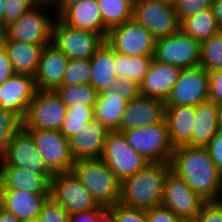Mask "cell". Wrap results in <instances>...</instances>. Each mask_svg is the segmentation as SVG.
I'll use <instances>...</instances> for the list:
<instances>
[{
  "mask_svg": "<svg viewBox=\"0 0 222 222\" xmlns=\"http://www.w3.org/2000/svg\"><path fill=\"white\" fill-rule=\"evenodd\" d=\"M171 171L206 201L222 200V173L215 166L206 147H174Z\"/></svg>",
  "mask_w": 222,
  "mask_h": 222,
  "instance_id": "1",
  "label": "cell"
},
{
  "mask_svg": "<svg viewBox=\"0 0 222 222\" xmlns=\"http://www.w3.org/2000/svg\"><path fill=\"white\" fill-rule=\"evenodd\" d=\"M170 171L168 162L150 163L133 176L123 179L119 204L142 210L161 206L166 177Z\"/></svg>",
  "mask_w": 222,
  "mask_h": 222,
  "instance_id": "2",
  "label": "cell"
},
{
  "mask_svg": "<svg viewBox=\"0 0 222 222\" xmlns=\"http://www.w3.org/2000/svg\"><path fill=\"white\" fill-rule=\"evenodd\" d=\"M71 172L91 193L98 206L110 208L119 203L121 181L101 158L76 160Z\"/></svg>",
  "mask_w": 222,
  "mask_h": 222,
  "instance_id": "3",
  "label": "cell"
},
{
  "mask_svg": "<svg viewBox=\"0 0 222 222\" xmlns=\"http://www.w3.org/2000/svg\"><path fill=\"white\" fill-rule=\"evenodd\" d=\"M129 146L150 163H170L174 150L166 122L121 131Z\"/></svg>",
  "mask_w": 222,
  "mask_h": 222,
  "instance_id": "4",
  "label": "cell"
},
{
  "mask_svg": "<svg viewBox=\"0 0 222 222\" xmlns=\"http://www.w3.org/2000/svg\"><path fill=\"white\" fill-rule=\"evenodd\" d=\"M51 7L52 1H45L40 6L29 9L18 20L7 25V40H17L30 44L49 45L52 43V34L55 18L45 13ZM44 8V9H43ZM46 9V10H45Z\"/></svg>",
  "mask_w": 222,
  "mask_h": 222,
  "instance_id": "5",
  "label": "cell"
},
{
  "mask_svg": "<svg viewBox=\"0 0 222 222\" xmlns=\"http://www.w3.org/2000/svg\"><path fill=\"white\" fill-rule=\"evenodd\" d=\"M132 19L156 40L180 30L175 6L161 0H134Z\"/></svg>",
  "mask_w": 222,
  "mask_h": 222,
  "instance_id": "6",
  "label": "cell"
},
{
  "mask_svg": "<svg viewBox=\"0 0 222 222\" xmlns=\"http://www.w3.org/2000/svg\"><path fill=\"white\" fill-rule=\"evenodd\" d=\"M105 42L99 33L70 27L55 18L52 44L68 59H90Z\"/></svg>",
  "mask_w": 222,
  "mask_h": 222,
  "instance_id": "7",
  "label": "cell"
},
{
  "mask_svg": "<svg viewBox=\"0 0 222 222\" xmlns=\"http://www.w3.org/2000/svg\"><path fill=\"white\" fill-rule=\"evenodd\" d=\"M66 109L67 106L55 91L37 90L23 118V128L59 131Z\"/></svg>",
  "mask_w": 222,
  "mask_h": 222,
  "instance_id": "8",
  "label": "cell"
},
{
  "mask_svg": "<svg viewBox=\"0 0 222 222\" xmlns=\"http://www.w3.org/2000/svg\"><path fill=\"white\" fill-rule=\"evenodd\" d=\"M101 159L120 181L133 176L150 164L129 146L124 134L119 131L108 132Z\"/></svg>",
  "mask_w": 222,
  "mask_h": 222,
  "instance_id": "9",
  "label": "cell"
},
{
  "mask_svg": "<svg viewBox=\"0 0 222 222\" xmlns=\"http://www.w3.org/2000/svg\"><path fill=\"white\" fill-rule=\"evenodd\" d=\"M200 42L182 30L155 41L153 58L181 69L199 66Z\"/></svg>",
  "mask_w": 222,
  "mask_h": 222,
  "instance_id": "10",
  "label": "cell"
},
{
  "mask_svg": "<svg viewBox=\"0 0 222 222\" xmlns=\"http://www.w3.org/2000/svg\"><path fill=\"white\" fill-rule=\"evenodd\" d=\"M50 198L69 215L93 211L99 207L91 193L72 172L55 174L51 180Z\"/></svg>",
  "mask_w": 222,
  "mask_h": 222,
  "instance_id": "11",
  "label": "cell"
},
{
  "mask_svg": "<svg viewBox=\"0 0 222 222\" xmlns=\"http://www.w3.org/2000/svg\"><path fill=\"white\" fill-rule=\"evenodd\" d=\"M156 39L133 19L109 30L106 42L126 56L154 55Z\"/></svg>",
  "mask_w": 222,
  "mask_h": 222,
  "instance_id": "12",
  "label": "cell"
},
{
  "mask_svg": "<svg viewBox=\"0 0 222 222\" xmlns=\"http://www.w3.org/2000/svg\"><path fill=\"white\" fill-rule=\"evenodd\" d=\"M207 201L172 171L166 177L161 206L184 221H194Z\"/></svg>",
  "mask_w": 222,
  "mask_h": 222,
  "instance_id": "13",
  "label": "cell"
},
{
  "mask_svg": "<svg viewBox=\"0 0 222 222\" xmlns=\"http://www.w3.org/2000/svg\"><path fill=\"white\" fill-rule=\"evenodd\" d=\"M33 137L39 154L54 173L71 172L75 163L69 139L58 130H27Z\"/></svg>",
  "mask_w": 222,
  "mask_h": 222,
  "instance_id": "14",
  "label": "cell"
},
{
  "mask_svg": "<svg viewBox=\"0 0 222 222\" xmlns=\"http://www.w3.org/2000/svg\"><path fill=\"white\" fill-rule=\"evenodd\" d=\"M209 100L208 71L196 66L182 69L178 81L172 88L166 106H196Z\"/></svg>",
  "mask_w": 222,
  "mask_h": 222,
  "instance_id": "15",
  "label": "cell"
},
{
  "mask_svg": "<svg viewBox=\"0 0 222 222\" xmlns=\"http://www.w3.org/2000/svg\"><path fill=\"white\" fill-rule=\"evenodd\" d=\"M6 166H17L43 174L50 181L55 174L39 154L32 135L23 127L13 136L6 153L0 158Z\"/></svg>",
  "mask_w": 222,
  "mask_h": 222,
  "instance_id": "16",
  "label": "cell"
},
{
  "mask_svg": "<svg viewBox=\"0 0 222 222\" xmlns=\"http://www.w3.org/2000/svg\"><path fill=\"white\" fill-rule=\"evenodd\" d=\"M165 101L139 96L127 102L120 124V132L165 121Z\"/></svg>",
  "mask_w": 222,
  "mask_h": 222,
  "instance_id": "17",
  "label": "cell"
},
{
  "mask_svg": "<svg viewBox=\"0 0 222 222\" xmlns=\"http://www.w3.org/2000/svg\"><path fill=\"white\" fill-rule=\"evenodd\" d=\"M36 91L33 76L15 73L0 86V106L23 119Z\"/></svg>",
  "mask_w": 222,
  "mask_h": 222,
  "instance_id": "18",
  "label": "cell"
},
{
  "mask_svg": "<svg viewBox=\"0 0 222 222\" xmlns=\"http://www.w3.org/2000/svg\"><path fill=\"white\" fill-rule=\"evenodd\" d=\"M68 61V57L52 43L45 46L34 75L37 90L55 91L61 86Z\"/></svg>",
  "mask_w": 222,
  "mask_h": 222,
  "instance_id": "19",
  "label": "cell"
},
{
  "mask_svg": "<svg viewBox=\"0 0 222 222\" xmlns=\"http://www.w3.org/2000/svg\"><path fill=\"white\" fill-rule=\"evenodd\" d=\"M108 132L94 119L69 138L71 154L75 161L101 158Z\"/></svg>",
  "mask_w": 222,
  "mask_h": 222,
  "instance_id": "20",
  "label": "cell"
},
{
  "mask_svg": "<svg viewBox=\"0 0 222 222\" xmlns=\"http://www.w3.org/2000/svg\"><path fill=\"white\" fill-rule=\"evenodd\" d=\"M181 70L153 58L149 71L140 84V95L165 101L178 81Z\"/></svg>",
  "mask_w": 222,
  "mask_h": 222,
  "instance_id": "21",
  "label": "cell"
},
{
  "mask_svg": "<svg viewBox=\"0 0 222 222\" xmlns=\"http://www.w3.org/2000/svg\"><path fill=\"white\" fill-rule=\"evenodd\" d=\"M58 18L70 27L93 31L107 39L109 29L103 23L97 0H81L69 6Z\"/></svg>",
  "mask_w": 222,
  "mask_h": 222,
  "instance_id": "22",
  "label": "cell"
},
{
  "mask_svg": "<svg viewBox=\"0 0 222 222\" xmlns=\"http://www.w3.org/2000/svg\"><path fill=\"white\" fill-rule=\"evenodd\" d=\"M195 124L190 140L185 144L190 147H206L220 131L218 105L207 100L195 106Z\"/></svg>",
  "mask_w": 222,
  "mask_h": 222,
  "instance_id": "23",
  "label": "cell"
},
{
  "mask_svg": "<svg viewBox=\"0 0 222 222\" xmlns=\"http://www.w3.org/2000/svg\"><path fill=\"white\" fill-rule=\"evenodd\" d=\"M0 176L5 190H24L30 193H50L51 181L43 174L17 166H6L0 160Z\"/></svg>",
  "mask_w": 222,
  "mask_h": 222,
  "instance_id": "24",
  "label": "cell"
},
{
  "mask_svg": "<svg viewBox=\"0 0 222 222\" xmlns=\"http://www.w3.org/2000/svg\"><path fill=\"white\" fill-rule=\"evenodd\" d=\"M127 101L117 92L115 87L103 89L94 105V119L108 131H119Z\"/></svg>",
  "mask_w": 222,
  "mask_h": 222,
  "instance_id": "25",
  "label": "cell"
},
{
  "mask_svg": "<svg viewBox=\"0 0 222 222\" xmlns=\"http://www.w3.org/2000/svg\"><path fill=\"white\" fill-rule=\"evenodd\" d=\"M90 66V85L98 93L105 88L116 86L118 79L115 71V51L107 42L90 58Z\"/></svg>",
  "mask_w": 222,
  "mask_h": 222,
  "instance_id": "26",
  "label": "cell"
},
{
  "mask_svg": "<svg viewBox=\"0 0 222 222\" xmlns=\"http://www.w3.org/2000/svg\"><path fill=\"white\" fill-rule=\"evenodd\" d=\"M195 106H166L165 121L173 147L185 145L195 124Z\"/></svg>",
  "mask_w": 222,
  "mask_h": 222,
  "instance_id": "27",
  "label": "cell"
},
{
  "mask_svg": "<svg viewBox=\"0 0 222 222\" xmlns=\"http://www.w3.org/2000/svg\"><path fill=\"white\" fill-rule=\"evenodd\" d=\"M50 193H30L24 190H5L4 210L20 221L38 217Z\"/></svg>",
  "mask_w": 222,
  "mask_h": 222,
  "instance_id": "28",
  "label": "cell"
},
{
  "mask_svg": "<svg viewBox=\"0 0 222 222\" xmlns=\"http://www.w3.org/2000/svg\"><path fill=\"white\" fill-rule=\"evenodd\" d=\"M45 46L47 45L7 40L4 48L15 73L34 77Z\"/></svg>",
  "mask_w": 222,
  "mask_h": 222,
  "instance_id": "29",
  "label": "cell"
},
{
  "mask_svg": "<svg viewBox=\"0 0 222 222\" xmlns=\"http://www.w3.org/2000/svg\"><path fill=\"white\" fill-rule=\"evenodd\" d=\"M180 30L200 43L220 31L211 7L184 19L180 23Z\"/></svg>",
  "mask_w": 222,
  "mask_h": 222,
  "instance_id": "30",
  "label": "cell"
},
{
  "mask_svg": "<svg viewBox=\"0 0 222 222\" xmlns=\"http://www.w3.org/2000/svg\"><path fill=\"white\" fill-rule=\"evenodd\" d=\"M153 55L126 56L115 52V71L118 80L130 78L139 85L149 71Z\"/></svg>",
  "mask_w": 222,
  "mask_h": 222,
  "instance_id": "31",
  "label": "cell"
},
{
  "mask_svg": "<svg viewBox=\"0 0 222 222\" xmlns=\"http://www.w3.org/2000/svg\"><path fill=\"white\" fill-rule=\"evenodd\" d=\"M104 25L111 28L132 20L134 0H97Z\"/></svg>",
  "mask_w": 222,
  "mask_h": 222,
  "instance_id": "32",
  "label": "cell"
},
{
  "mask_svg": "<svg viewBox=\"0 0 222 222\" xmlns=\"http://www.w3.org/2000/svg\"><path fill=\"white\" fill-rule=\"evenodd\" d=\"M55 92L67 107L85 105L94 108L99 94L90 84L61 85Z\"/></svg>",
  "mask_w": 222,
  "mask_h": 222,
  "instance_id": "33",
  "label": "cell"
},
{
  "mask_svg": "<svg viewBox=\"0 0 222 222\" xmlns=\"http://www.w3.org/2000/svg\"><path fill=\"white\" fill-rule=\"evenodd\" d=\"M92 120H94V108L85 105L67 107L59 131L69 139Z\"/></svg>",
  "mask_w": 222,
  "mask_h": 222,
  "instance_id": "34",
  "label": "cell"
},
{
  "mask_svg": "<svg viewBox=\"0 0 222 222\" xmlns=\"http://www.w3.org/2000/svg\"><path fill=\"white\" fill-rule=\"evenodd\" d=\"M199 65L208 72L222 69V31L200 43Z\"/></svg>",
  "mask_w": 222,
  "mask_h": 222,
  "instance_id": "35",
  "label": "cell"
},
{
  "mask_svg": "<svg viewBox=\"0 0 222 222\" xmlns=\"http://www.w3.org/2000/svg\"><path fill=\"white\" fill-rule=\"evenodd\" d=\"M23 127V119L0 106V158L6 153L13 136Z\"/></svg>",
  "mask_w": 222,
  "mask_h": 222,
  "instance_id": "36",
  "label": "cell"
},
{
  "mask_svg": "<svg viewBox=\"0 0 222 222\" xmlns=\"http://www.w3.org/2000/svg\"><path fill=\"white\" fill-rule=\"evenodd\" d=\"M91 76L90 59H69L62 85L90 84Z\"/></svg>",
  "mask_w": 222,
  "mask_h": 222,
  "instance_id": "37",
  "label": "cell"
},
{
  "mask_svg": "<svg viewBox=\"0 0 222 222\" xmlns=\"http://www.w3.org/2000/svg\"><path fill=\"white\" fill-rule=\"evenodd\" d=\"M68 212L52 198H48L44 203L38 218L41 222H68Z\"/></svg>",
  "mask_w": 222,
  "mask_h": 222,
  "instance_id": "38",
  "label": "cell"
},
{
  "mask_svg": "<svg viewBox=\"0 0 222 222\" xmlns=\"http://www.w3.org/2000/svg\"><path fill=\"white\" fill-rule=\"evenodd\" d=\"M212 0H177L175 6L180 23L201 10L210 8Z\"/></svg>",
  "mask_w": 222,
  "mask_h": 222,
  "instance_id": "39",
  "label": "cell"
},
{
  "mask_svg": "<svg viewBox=\"0 0 222 222\" xmlns=\"http://www.w3.org/2000/svg\"><path fill=\"white\" fill-rule=\"evenodd\" d=\"M109 209L113 212L115 222H148L145 210L125 207L119 203Z\"/></svg>",
  "mask_w": 222,
  "mask_h": 222,
  "instance_id": "40",
  "label": "cell"
},
{
  "mask_svg": "<svg viewBox=\"0 0 222 222\" xmlns=\"http://www.w3.org/2000/svg\"><path fill=\"white\" fill-rule=\"evenodd\" d=\"M195 222H222V200L207 201L194 219Z\"/></svg>",
  "mask_w": 222,
  "mask_h": 222,
  "instance_id": "41",
  "label": "cell"
},
{
  "mask_svg": "<svg viewBox=\"0 0 222 222\" xmlns=\"http://www.w3.org/2000/svg\"><path fill=\"white\" fill-rule=\"evenodd\" d=\"M148 222H184L170 209L163 206L152 207L145 210Z\"/></svg>",
  "mask_w": 222,
  "mask_h": 222,
  "instance_id": "42",
  "label": "cell"
},
{
  "mask_svg": "<svg viewBox=\"0 0 222 222\" xmlns=\"http://www.w3.org/2000/svg\"><path fill=\"white\" fill-rule=\"evenodd\" d=\"M209 100L222 104V69L208 72Z\"/></svg>",
  "mask_w": 222,
  "mask_h": 222,
  "instance_id": "43",
  "label": "cell"
},
{
  "mask_svg": "<svg viewBox=\"0 0 222 222\" xmlns=\"http://www.w3.org/2000/svg\"><path fill=\"white\" fill-rule=\"evenodd\" d=\"M115 88L127 102L140 96V85L130 78L118 80Z\"/></svg>",
  "mask_w": 222,
  "mask_h": 222,
  "instance_id": "44",
  "label": "cell"
},
{
  "mask_svg": "<svg viewBox=\"0 0 222 222\" xmlns=\"http://www.w3.org/2000/svg\"><path fill=\"white\" fill-rule=\"evenodd\" d=\"M29 9L21 2L17 0H7L5 8V25L18 20Z\"/></svg>",
  "mask_w": 222,
  "mask_h": 222,
  "instance_id": "45",
  "label": "cell"
},
{
  "mask_svg": "<svg viewBox=\"0 0 222 222\" xmlns=\"http://www.w3.org/2000/svg\"><path fill=\"white\" fill-rule=\"evenodd\" d=\"M212 161L222 173V130H220L206 146Z\"/></svg>",
  "mask_w": 222,
  "mask_h": 222,
  "instance_id": "46",
  "label": "cell"
},
{
  "mask_svg": "<svg viewBox=\"0 0 222 222\" xmlns=\"http://www.w3.org/2000/svg\"><path fill=\"white\" fill-rule=\"evenodd\" d=\"M14 74L15 72L5 48H0V86Z\"/></svg>",
  "mask_w": 222,
  "mask_h": 222,
  "instance_id": "47",
  "label": "cell"
},
{
  "mask_svg": "<svg viewBox=\"0 0 222 222\" xmlns=\"http://www.w3.org/2000/svg\"><path fill=\"white\" fill-rule=\"evenodd\" d=\"M68 222H96V210L72 214Z\"/></svg>",
  "mask_w": 222,
  "mask_h": 222,
  "instance_id": "48",
  "label": "cell"
},
{
  "mask_svg": "<svg viewBox=\"0 0 222 222\" xmlns=\"http://www.w3.org/2000/svg\"><path fill=\"white\" fill-rule=\"evenodd\" d=\"M81 0H52L54 13L56 12V17H59L69 6L74 5Z\"/></svg>",
  "mask_w": 222,
  "mask_h": 222,
  "instance_id": "49",
  "label": "cell"
},
{
  "mask_svg": "<svg viewBox=\"0 0 222 222\" xmlns=\"http://www.w3.org/2000/svg\"><path fill=\"white\" fill-rule=\"evenodd\" d=\"M96 222H115L113 212L109 208L96 209Z\"/></svg>",
  "mask_w": 222,
  "mask_h": 222,
  "instance_id": "50",
  "label": "cell"
},
{
  "mask_svg": "<svg viewBox=\"0 0 222 222\" xmlns=\"http://www.w3.org/2000/svg\"><path fill=\"white\" fill-rule=\"evenodd\" d=\"M211 8L218 28L222 31V0H212Z\"/></svg>",
  "mask_w": 222,
  "mask_h": 222,
  "instance_id": "51",
  "label": "cell"
},
{
  "mask_svg": "<svg viewBox=\"0 0 222 222\" xmlns=\"http://www.w3.org/2000/svg\"><path fill=\"white\" fill-rule=\"evenodd\" d=\"M0 222H22L13 214L3 210L0 212Z\"/></svg>",
  "mask_w": 222,
  "mask_h": 222,
  "instance_id": "52",
  "label": "cell"
},
{
  "mask_svg": "<svg viewBox=\"0 0 222 222\" xmlns=\"http://www.w3.org/2000/svg\"><path fill=\"white\" fill-rule=\"evenodd\" d=\"M7 38V26L3 22H0V48L5 46Z\"/></svg>",
  "mask_w": 222,
  "mask_h": 222,
  "instance_id": "53",
  "label": "cell"
},
{
  "mask_svg": "<svg viewBox=\"0 0 222 222\" xmlns=\"http://www.w3.org/2000/svg\"><path fill=\"white\" fill-rule=\"evenodd\" d=\"M21 1L28 9H33L45 2V0H17Z\"/></svg>",
  "mask_w": 222,
  "mask_h": 222,
  "instance_id": "54",
  "label": "cell"
},
{
  "mask_svg": "<svg viewBox=\"0 0 222 222\" xmlns=\"http://www.w3.org/2000/svg\"><path fill=\"white\" fill-rule=\"evenodd\" d=\"M4 204H5V186L0 176V212L4 210Z\"/></svg>",
  "mask_w": 222,
  "mask_h": 222,
  "instance_id": "55",
  "label": "cell"
},
{
  "mask_svg": "<svg viewBox=\"0 0 222 222\" xmlns=\"http://www.w3.org/2000/svg\"><path fill=\"white\" fill-rule=\"evenodd\" d=\"M7 0H0V22L5 24V8Z\"/></svg>",
  "mask_w": 222,
  "mask_h": 222,
  "instance_id": "56",
  "label": "cell"
},
{
  "mask_svg": "<svg viewBox=\"0 0 222 222\" xmlns=\"http://www.w3.org/2000/svg\"><path fill=\"white\" fill-rule=\"evenodd\" d=\"M219 128L222 130V104L218 105Z\"/></svg>",
  "mask_w": 222,
  "mask_h": 222,
  "instance_id": "57",
  "label": "cell"
},
{
  "mask_svg": "<svg viewBox=\"0 0 222 222\" xmlns=\"http://www.w3.org/2000/svg\"><path fill=\"white\" fill-rule=\"evenodd\" d=\"M22 222H41L38 217H33L27 220H23Z\"/></svg>",
  "mask_w": 222,
  "mask_h": 222,
  "instance_id": "58",
  "label": "cell"
},
{
  "mask_svg": "<svg viewBox=\"0 0 222 222\" xmlns=\"http://www.w3.org/2000/svg\"><path fill=\"white\" fill-rule=\"evenodd\" d=\"M162 2L169 3L171 5H175L177 0H161Z\"/></svg>",
  "mask_w": 222,
  "mask_h": 222,
  "instance_id": "59",
  "label": "cell"
}]
</instances>
